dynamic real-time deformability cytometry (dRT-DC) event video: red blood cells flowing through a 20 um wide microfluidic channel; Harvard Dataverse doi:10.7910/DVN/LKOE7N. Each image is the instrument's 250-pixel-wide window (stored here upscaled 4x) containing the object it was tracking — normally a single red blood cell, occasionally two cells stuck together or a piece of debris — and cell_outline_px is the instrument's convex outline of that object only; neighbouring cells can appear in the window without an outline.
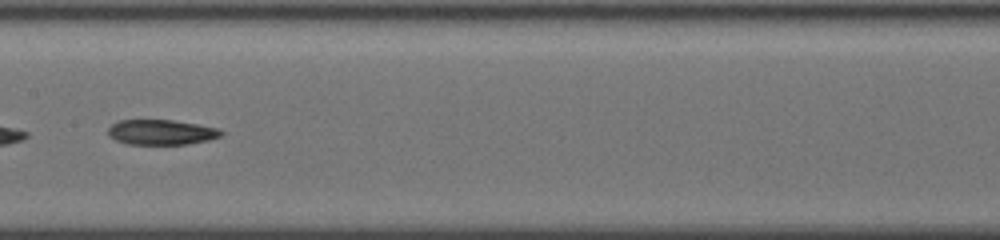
{"species": "common noctule bat (a hibernating species)", "species_latin": "Nyctalus noctula", "temperature_condition": "cold", "stored_images_in_passage": 55, "camera_frame_rate_fps": 3000, "um_per_image_px": 0.085, "animal": {"sex": "female", "body_mass_g": 19.5, "forearm_length_mm": 54.1}, "frame": {"image": 1, "passage_image": 31, "time_ms": 10.0, "image_size_px": [1000, 240], "cell_outline_px": [[224, 132], [220, 136], [208, 140], [188, 144], [128, 144], [116, 140], [108, 136], [108, 128], [112, 124], [120, 120], [172, 120], [196, 124], [216, 128]], "centroid_in_image_um": [13.68, 11.24], "position_along_channel_um": 193.7, "area_um2": 16.42}}
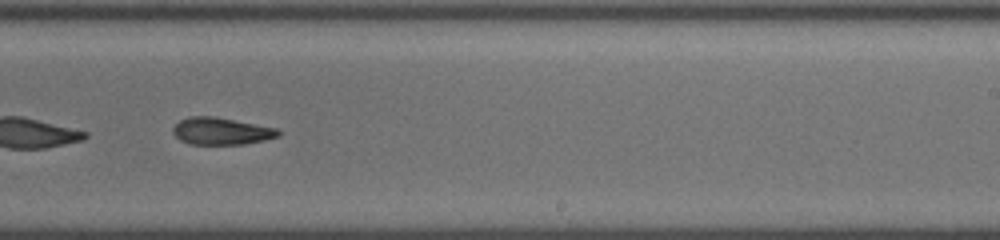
{"frame": {"image": 2, "passage_image": 37, "time_ms": 12.0, "image_size_px": [1000, 240], "cell_outline_px": [[280, 136], [264, 140], [244, 144], [188, 144], [180, 140], [172, 132], [172, 128], [180, 120], [188, 116], [212, 116], [276, 128], [280, 132]], "centroid_in_image_um": [18.77, 11.15], "position_along_channel_um": 270.2, "area_um2": 16.53}, "authors_computed_cell_mechanics": {"area_um2": 17.2822, "velocity_mm_per_s": 3.8402, "shape_relaxation_time_tau1_ms": null, "shape_relaxation_time_tau2_ms": 5.5644, "deformation_change_tau1": null, "deformation_change_tau2": 0.1244}}